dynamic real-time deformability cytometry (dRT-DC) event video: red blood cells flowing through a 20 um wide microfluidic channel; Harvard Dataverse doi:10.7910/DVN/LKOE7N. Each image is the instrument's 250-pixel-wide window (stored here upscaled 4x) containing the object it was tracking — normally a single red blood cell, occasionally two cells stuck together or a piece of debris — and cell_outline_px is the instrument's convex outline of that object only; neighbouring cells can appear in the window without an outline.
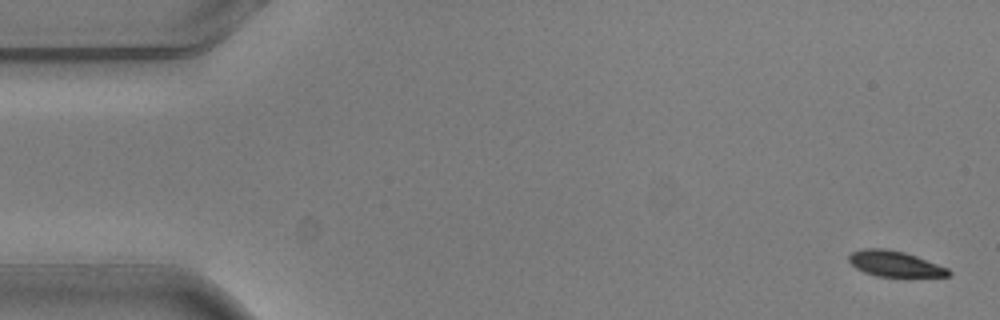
{"species": "common noctule bat (a hibernating species)", "species_latin": "Nyctalus noctula", "temperature_condition": "warm", "stored_images_in_passage": 6, "segment_of_instrument_passage": [1, 2], "camera_frame_rate_fps": 3000, "um_per_image_px": 0.085, "animal": {"sex": "male", "body_mass_g": 20.5, "forearm_length_mm": 52.5}, "frame": {"image": 1, "passage_image": 1, "time_ms": 0.0, "image_size_px": [1000, 320], "cell_outline_px": [[952, 272], [948, 276], [876, 276], [864, 272], [856, 268], [848, 260], [848, 256], [852, 252], [864, 248], [884, 248], [904, 252], [916, 256], [948, 268]], "centroid_in_image_um": [76.03, 22.41], "position_along_channel_um": 9.0, "area_um2": 14.74}}
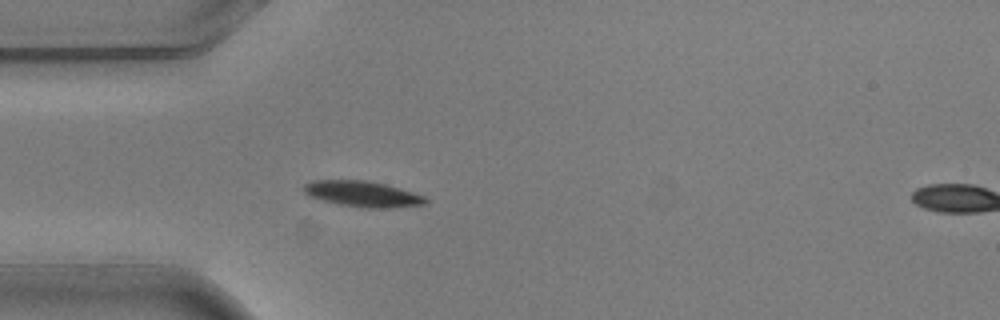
{"frame": {"image": 2, "passage_image": 5, "time_ms": 1.333, "image_size_px": [1000, 320], "cell_outline_px": [[428, 204], [388, 208], [368, 208], [340, 204], [308, 196], [304, 192], [304, 184], [312, 180], [364, 180], [384, 184], [400, 188], [424, 196], [428, 200]], "centroid_in_image_um": [30.83, 16.48], "position_along_channel_um": 54.2, "area_um2": 18.15}}